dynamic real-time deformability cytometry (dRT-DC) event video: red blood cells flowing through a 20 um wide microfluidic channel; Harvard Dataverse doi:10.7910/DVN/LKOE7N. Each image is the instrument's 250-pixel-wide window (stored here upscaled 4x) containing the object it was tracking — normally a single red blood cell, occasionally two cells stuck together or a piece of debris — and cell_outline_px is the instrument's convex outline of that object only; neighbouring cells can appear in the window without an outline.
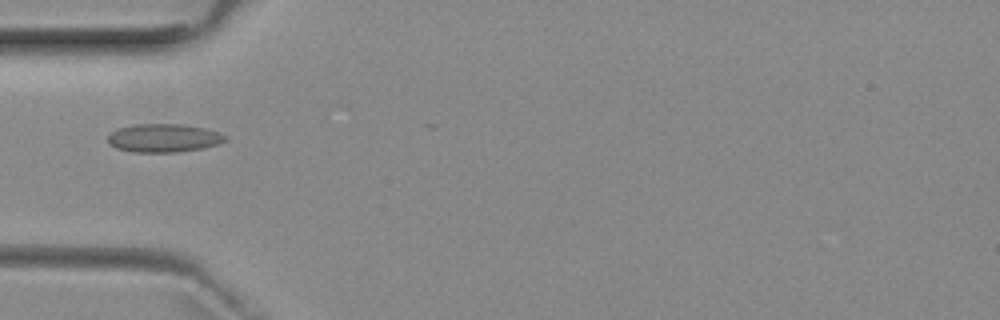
{"species": "common noctule bat (a hibernating species)", "species_latin": "Nyctalus noctula", "temperature_condition": "room temperature", "stored_images_in_passage": 6, "camera_frame_rate_fps": 3000, "um_per_image_px": 0.085, "animal": {"sex": "female", "body_mass_g": 29.2, "forearm_length_mm": 56.3}, "frame": {"image": 1, "passage_image": 5, "time_ms": 4.667, "image_size_px": [1000, 320], "cell_outline_px": [[228, 140], [216, 144], [200, 148], [176, 152], [132, 152], [116, 148], [108, 144], [108, 136], [116, 128], [132, 124], [184, 124], [204, 128], [228, 136]], "centroid_in_image_um": [13.87, 11.72], "position_along_channel_um": 71.1, "area_um2": 19.42}}
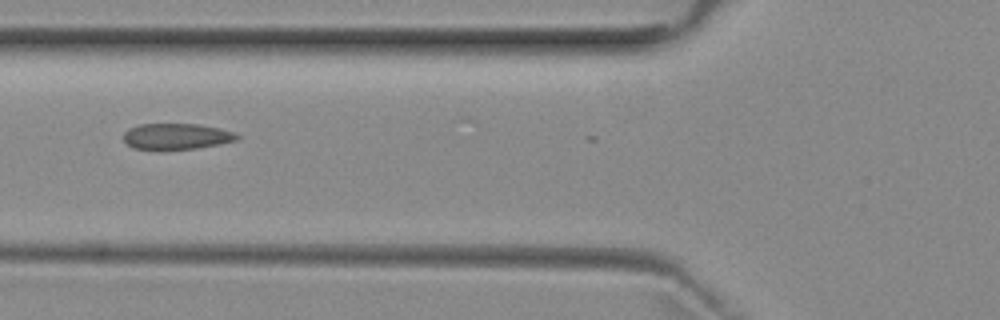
{"frame": {"image": 2, "passage_image": 6, "time_ms": 5.667, "image_size_px": [1000, 320], "cell_outline_px": [[240, 136], [236, 140], [196, 148], [132, 148], [124, 140], [124, 132], [128, 128], [140, 124], [200, 124], [220, 128], [232, 132]], "centroid_in_image_um": [14.98, 11.56], "position_along_channel_um": 110.8, "area_um2": 16.7}}